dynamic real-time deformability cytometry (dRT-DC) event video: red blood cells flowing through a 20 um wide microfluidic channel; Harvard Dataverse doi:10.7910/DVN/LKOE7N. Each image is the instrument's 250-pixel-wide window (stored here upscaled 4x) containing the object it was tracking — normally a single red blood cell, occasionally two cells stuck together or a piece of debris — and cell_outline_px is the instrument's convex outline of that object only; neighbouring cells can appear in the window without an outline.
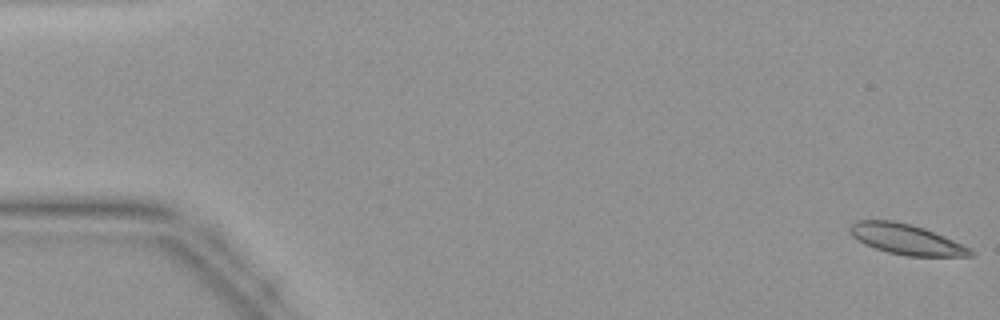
{"species": "common noctule bat (a hibernating species)", "species_latin": "Nyctalus noctula", "temperature_condition": "warm", "stored_images_in_passage": 45, "camera_frame_rate_fps": 3000, "um_per_image_px": 0.085, "animal": {"sex": "female", "body_mass_g": 19.9}, "frame": {"image": 1, "passage_image": 1, "time_ms": 0.0, "image_size_px": [1000, 320], "cell_outline_px": [[976, 256], [908, 256], [888, 252], [864, 244], [852, 236], [848, 228], [856, 220], [892, 220], [924, 228], [944, 236], [972, 248], [976, 252]], "centroid_in_image_um": [77.06, 20.35], "position_along_channel_um": 7.9, "area_um2": 21.33}}
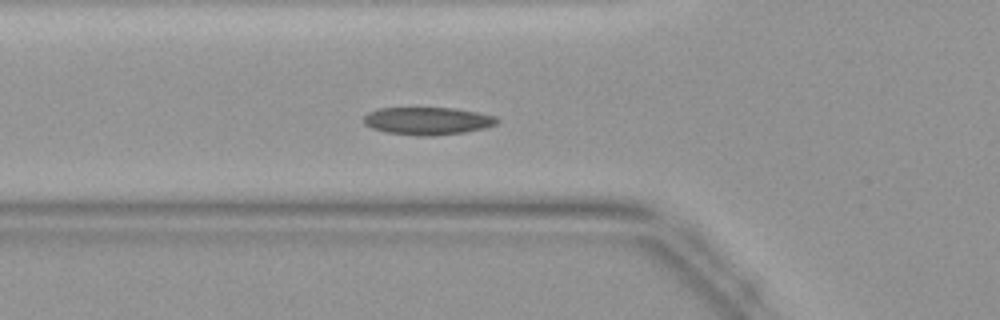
{"frame": {"image": 2, "passage_image": 16, "time_ms": 5.0, "image_size_px": [1000, 320], "cell_outline_px": [[500, 120], [496, 124], [484, 128], [464, 132], [432, 136], [420, 136], [388, 132], [372, 128], [364, 124], [364, 116], [368, 112], [380, 108], [452, 108], [476, 112], [496, 116]], "centroid_in_image_um": [36.35, 10.27], "position_along_channel_um": 89.5, "area_um2": 21.33}}
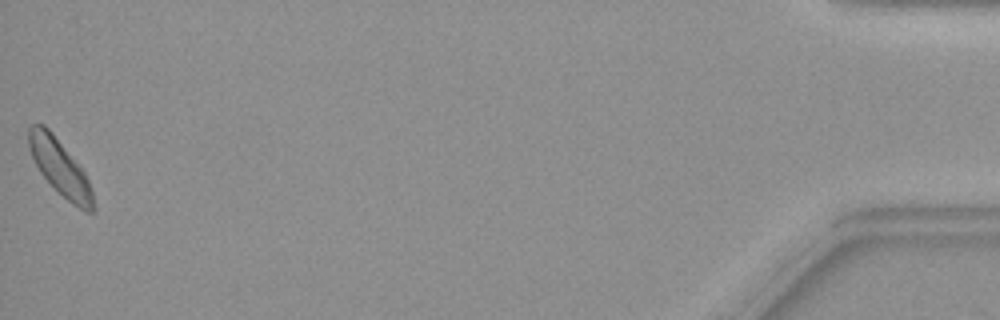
{"frame": {"image": 3, "passage_image": 45, "time_ms": 14.667, "image_size_px": [1000, 320], "cell_outline_px": [[96, 208], [92, 212], [88, 212], [72, 204], [40, 172], [32, 156], [28, 144], [28, 128], [32, 124], [44, 124], [52, 132], [84, 172], [88, 180], [92, 192]], "centroid_in_image_um": [5.1, 14.22], "position_along_channel_um": 430.1, "area_um2": 20.35}}